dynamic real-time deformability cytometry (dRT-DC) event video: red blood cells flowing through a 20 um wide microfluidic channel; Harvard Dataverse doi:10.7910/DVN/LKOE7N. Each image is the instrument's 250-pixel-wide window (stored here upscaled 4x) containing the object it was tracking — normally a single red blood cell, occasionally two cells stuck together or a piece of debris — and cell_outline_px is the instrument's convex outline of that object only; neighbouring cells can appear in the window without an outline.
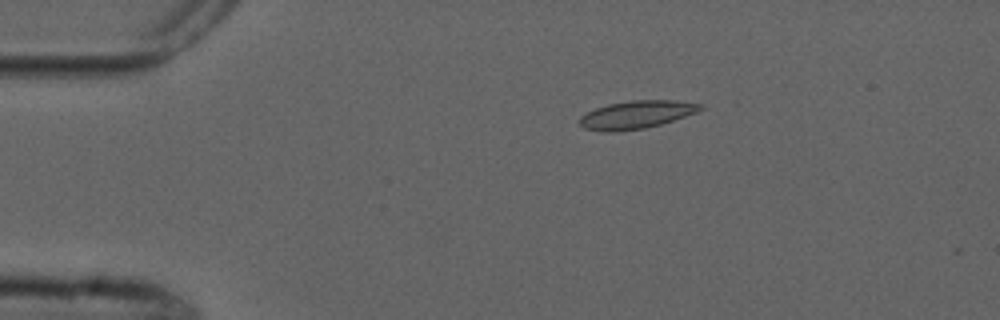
{"species": "common noctule bat (a hibernating species)", "species_latin": "Nyctalus noctula", "temperature_condition": "cold", "stored_images_in_passage": 5, "camera_frame_rate_fps": 3000, "um_per_image_px": 0.085, "animal": {"sex": "male", "forearm_length_mm": 52.5}, "frame": {"image": 1, "passage_image": 3, "time_ms": 2.333, "image_size_px": [1000, 320], "cell_outline_px": [[704, 108], [696, 112], [660, 124], [644, 128], [612, 132], [604, 132], [584, 128], [576, 120], [580, 116], [596, 108], [608, 104], [632, 100], [672, 100], [704, 104]], "centroid_in_image_um": [54.06, 9.74], "position_along_channel_um": 30.9, "area_um2": 19.54}}
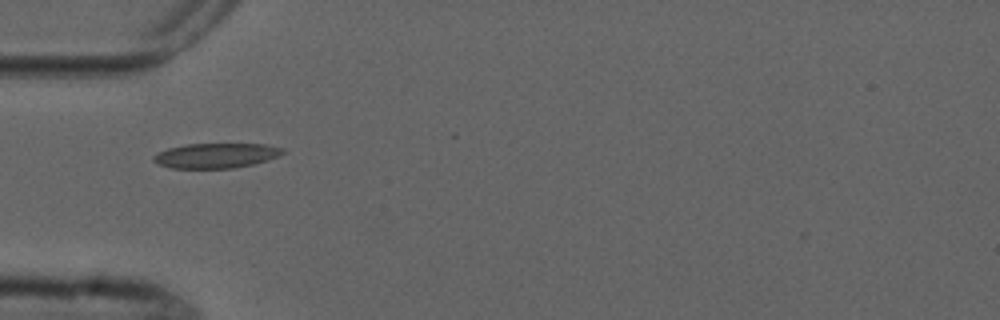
{"frame": {"image": 2, "passage_image": 5, "time_ms": 4.667, "image_size_px": [1000, 320], "cell_outline_px": [[284, 152], [280, 156], [268, 160], [252, 164], [232, 168], [172, 168], [160, 164], [152, 160], [152, 156], [168, 148], [184, 144], [264, 144], [284, 148]], "centroid_in_image_um": [18.38, 13.22], "position_along_channel_um": 66.6, "area_um2": 18.67}}